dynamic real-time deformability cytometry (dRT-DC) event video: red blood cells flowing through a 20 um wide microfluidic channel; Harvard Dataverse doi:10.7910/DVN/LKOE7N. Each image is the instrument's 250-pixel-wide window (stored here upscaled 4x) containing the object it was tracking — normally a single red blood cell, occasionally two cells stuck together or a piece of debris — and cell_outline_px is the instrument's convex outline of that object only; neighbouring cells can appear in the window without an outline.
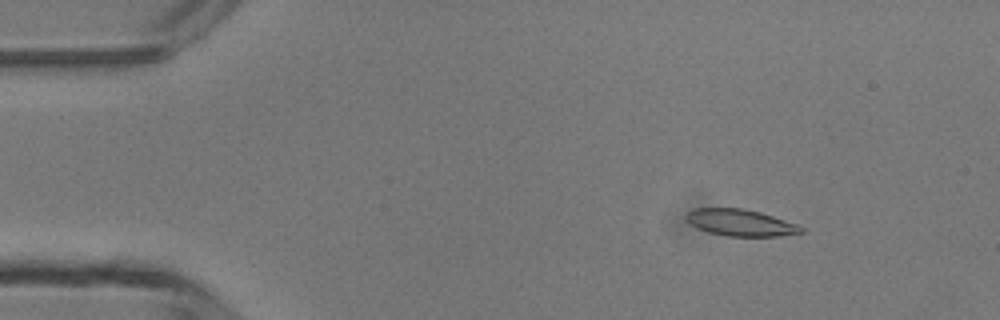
{"species": "common noctule bat (a hibernating species)", "species_latin": "Nyctalus noctula", "temperature_condition": "room temperature", "stored_images_in_passage": 4, "camera_frame_rate_fps": 3000, "um_per_image_px": 0.085, "animal": {"sex": "male", "body_mass_g": 13.3}, "frame": {"image": 1, "passage_image": 2, "time_ms": 1.333, "image_size_px": [1000, 320], "cell_outline_px": [[804, 232], [780, 236], [728, 236], [708, 232], [696, 228], [688, 224], [684, 220], [684, 216], [692, 208], [740, 208], [760, 212], [796, 224], [804, 228]], "centroid_in_image_um": [62.87, 18.92], "position_along_channel_um": 22.1, "area_um2": 17.98}}